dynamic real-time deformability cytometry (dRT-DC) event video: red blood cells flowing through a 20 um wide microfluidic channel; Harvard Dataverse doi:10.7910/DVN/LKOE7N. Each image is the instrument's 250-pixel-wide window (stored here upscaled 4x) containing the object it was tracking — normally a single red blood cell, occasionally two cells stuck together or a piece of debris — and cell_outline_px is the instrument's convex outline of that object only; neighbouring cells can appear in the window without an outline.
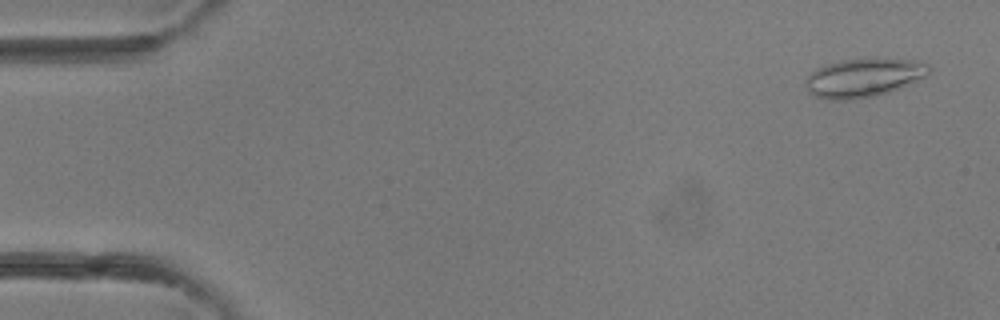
{"species": "common noctule bat (a hibernating species)", "species_latin": "Nyctalus noctula", "temperature_condition": "room temperature", "stored_images_in_passage": 39, "camera_frame_rate_fps": 3000, "um_per_image_px": 0.085, "animal": {"sex": "female"}, "frame": {"image": 1, "passage_image": 2, "time_ms": 0.333, "image_size_px": [1000, 320], "cell_outline_px": [[932, 68], [928, 76], [888, 92], [872, 96], [848, 100], [832, 100], [816, 96], [808, 92], [808, 76], [816, 68], [840, 60], [908, 60], [928, 64]], "centroid_in_image_um": [73.42, 6.62], "position_along_channel_um": 11.6, "area_um2": 26.93}}
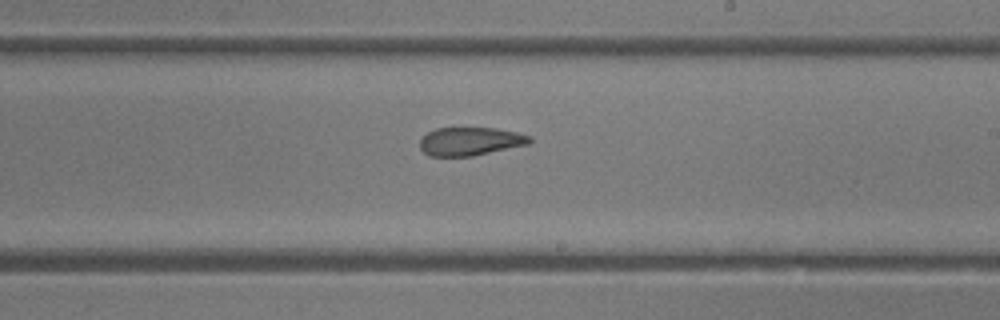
{"frame": {"image": 2, "passage_image": 23, "time_ms": 7.333, "image_size_px": [1000, 320], "cell_outline_px": [[532, 140], [528, 144], [472, 156], [428, 156], [420, 148], [420, 140], [428, 132], [436, 128], [496, 128], [516, 132], [532, 136]], "centroid_in_image_um": [39.97, 12.01], "position_along_channel_um": 249.0, "area_um2": 18.03}}
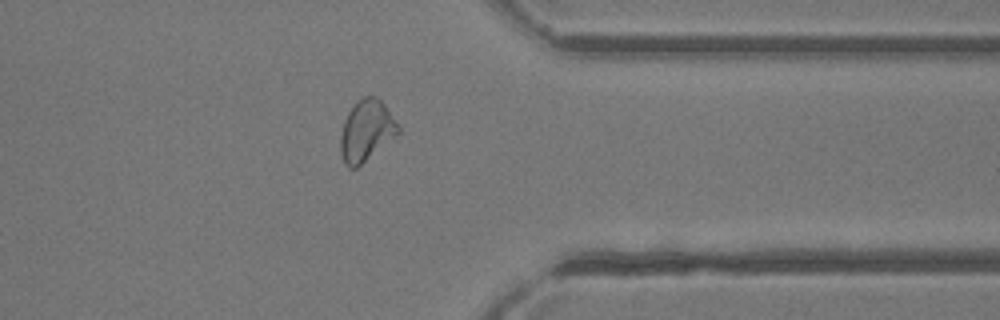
{"frame": {"image": 3, "passage_image": 31, "time_ms": 10.0, "image_size_px": [1000, 320], "cell_outline_px": [[400, 132], [396, 136], [356, 168], [348, 168], [344, 164], [340, 152], [340, 136], [344, 120], [348, 112], [364, 96], [376, 96], [384, 104], [400, 128]], "centroid_in_image_um": [31.12, 11.14], "position_along_channel_um": 380.3, "area_um2": 20.29}}